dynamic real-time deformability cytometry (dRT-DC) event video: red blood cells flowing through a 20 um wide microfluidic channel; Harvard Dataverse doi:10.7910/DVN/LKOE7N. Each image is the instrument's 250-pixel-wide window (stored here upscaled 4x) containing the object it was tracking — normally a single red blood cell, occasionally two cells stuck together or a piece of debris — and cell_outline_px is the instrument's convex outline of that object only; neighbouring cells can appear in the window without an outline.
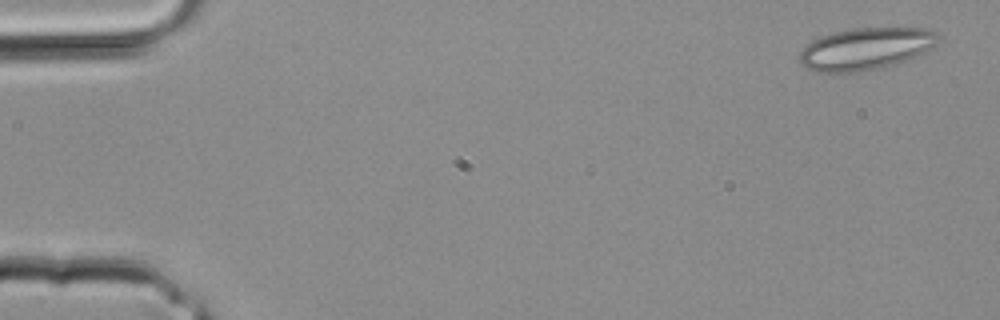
{"species": "common noctule bat (a hibernating species)", "species_latin": "Nyctalus noctula", "temperature_condition": "room temperature", "stored_images_in_passage": 35, "camera_frame_rate_fps": 3000, "um_per_image_px": 0.085, "animal": {"sex": "male", "body_mass_g": 20.4}, "frame": {"image": 1, "passage_image": 2, "time_ms": 0.333, "image_size_px": [1000, 320], "cell_outline_px": [[940, 40], [932, 48], [916, 56], [892, 64], [876, 68], [856, 72], [816, 72], [808, 68], [800, 60], [800, 52], [812, 40], [836, 32], [852, 28], [924, 28], [936, 32], [940, 36]], "centroid_in_image_um": [73.63, 4.13], "position_along_channel_um": 11.4, "area_um2": 33.41}}
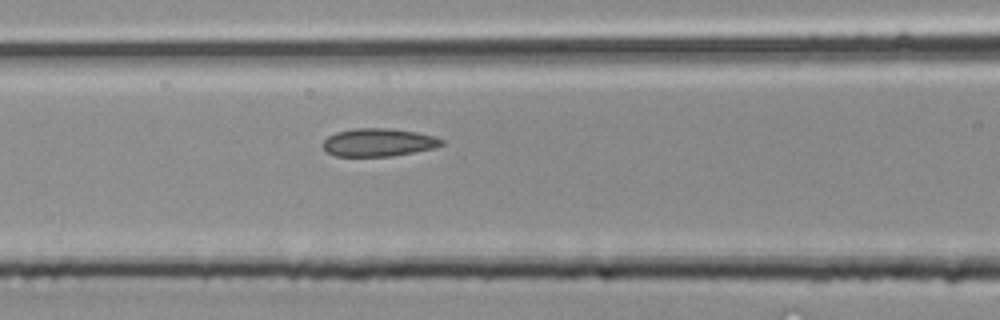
{"frame": {"image": 2, "passage_image": 15, "time_ms": 4.667, "image_size_px": [1000, 320], "cell_outline_px": [[444, 144], [436, 148], [392, 156], [336, 156], [328, 152], [320, 144], [328, 136], [336, 132], [356, 128], [388, 128], [416, 132], [432, 136], [444, 140]], "centroid_in_image_um": [32.16, 12.1], "position_along_channel_um": 134.4, "area_um2": 19.36}}
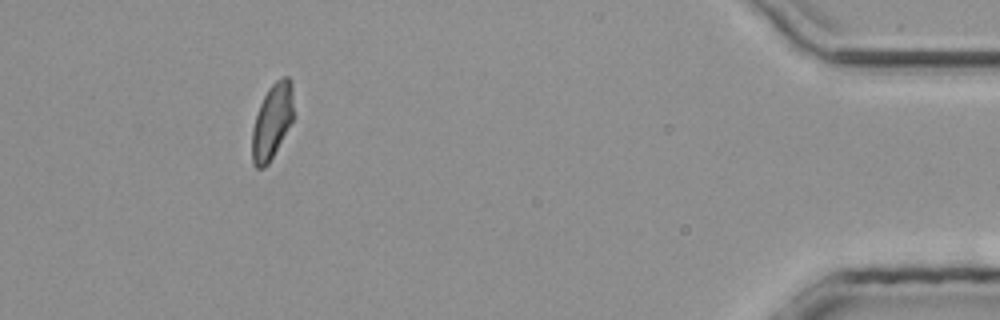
{"frame": {"image": 3, "passage_image": 32, "time_ms": 10.333, "image_size_px": [1000, 320], "cell_outline_px": [[292, 120], [268, 164], [264, 168], [256, 168], [252, 164], [252, 128], [260, 104], [268, 88], [276, 80], [284, 76], [288, 76], [292, 80]], "centroid_in_image_um": [23.1, 10.31], "position_along_channel_um": 412.1, "area_um2": 17.86}}